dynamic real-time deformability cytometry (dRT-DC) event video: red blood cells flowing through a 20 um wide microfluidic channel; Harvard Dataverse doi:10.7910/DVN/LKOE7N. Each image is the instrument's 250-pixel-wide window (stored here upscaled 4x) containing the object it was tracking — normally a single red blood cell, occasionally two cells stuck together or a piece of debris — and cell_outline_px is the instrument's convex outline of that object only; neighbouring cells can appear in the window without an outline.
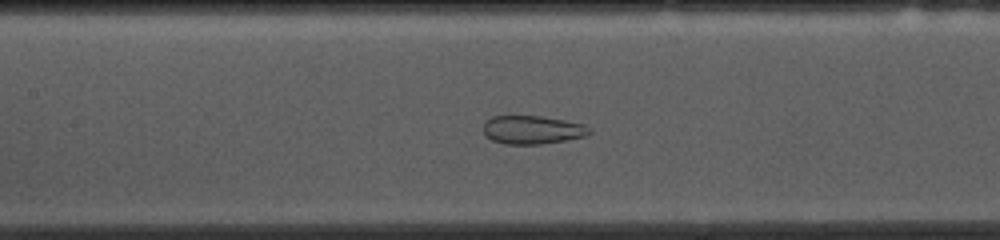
{"species": "common noctule bat (a hibernating species)", "species_latin": "Nyctalus noctula", "temperature_condition": "cold", "stored_images_in_passage": 53, "camera_frame_rate_fps": 3000, "um_per_image_px": 0.085, "animal": {"sex": "female", "body_mass_g": 10.0, "forearm_length_mm": 53.1}, "frame": {"image": 1, "passage_image": 23, "time_ms": 7.333, "image_size_px": [1000, 240], "cell_outline_px": [[592, 132], [588, 136], [568, 140], [540, 144], [504, 144], [492, 140], [484, 136], [484, 124], [492, 116], [540, 116], [564, 120], [584, 124], [592, 128]], "centroid_in_image_um": [45.3, 11.04], "position_along_channel_um": 162.1, "area_um2": 17.74}}
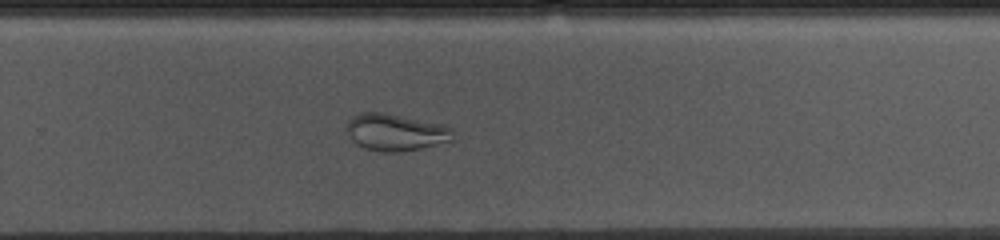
{"frame": {"image": 2, "passage_image": 34, "time_ms": 11.0, "image_size_px": [1000, 240], "cell_outline_px": [[456, 140], [420, 148], [396, 152], [384, 152], [364, 148], [356, 144], [352, 140], [344, 128], [348, 120], [352, 116], [360, 112], [384, 112], [436, 124], [452, 128]], "centroid_in_image_um": [33.57, 11.24], "position_along_channel_um": 296.2, "area_um2": 22.83}}
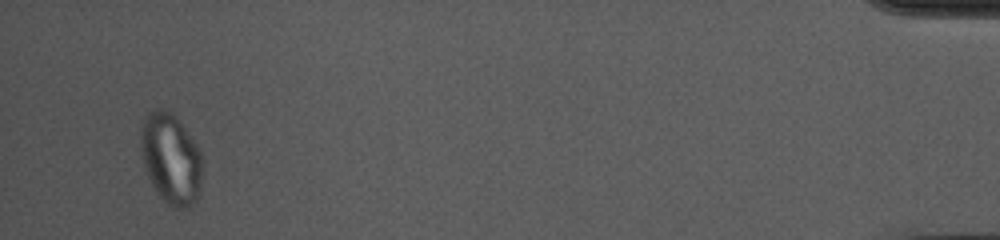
{"frame": {"image": 3, "passage_image": 51, "time_ms": 16.667, "image_size_px": [1000, 240], "cell_outline_px": [[204, 160], [200, 192], [196, 200], [188, 208], [172, 208], [160, 196], [152, 184], [148, 176], [144, 164], [140, 144], [140, 128], [144, 116], [156, 108], [160, 108], [176, 116], [180, 120], [196, 144]], "centroid_in_image_um": [14.55, 13.48], "position_along_channel_um": 420.7, "area_um2": 32.89}}